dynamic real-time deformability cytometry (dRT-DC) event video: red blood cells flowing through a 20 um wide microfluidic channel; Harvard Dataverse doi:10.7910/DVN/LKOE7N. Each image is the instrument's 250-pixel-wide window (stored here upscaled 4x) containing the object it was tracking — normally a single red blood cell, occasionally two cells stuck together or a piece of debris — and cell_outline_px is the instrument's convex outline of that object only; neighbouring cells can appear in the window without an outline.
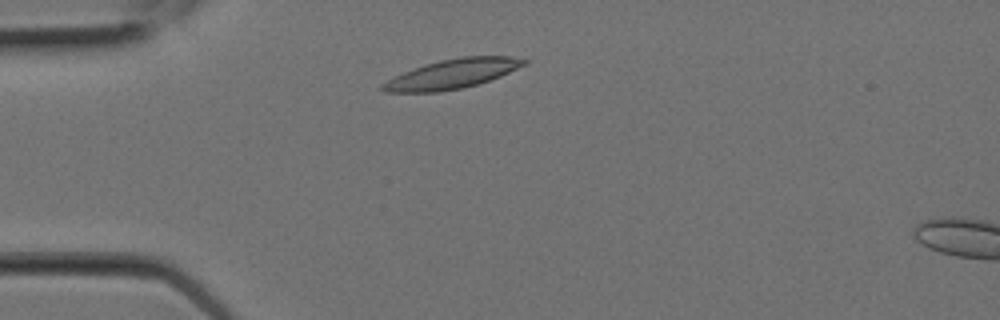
{"species": "Egyptian fruit bat (a non-hibernating species)", "species_latin": "Rousettus aegyptiacus", "temperature_condition": "room temperature", "stored_images_in_passage": 8, "camera_frame_rate_fps": 3000, "um_per_image_px": 0.085, "animal": {"sex": "female"}, "frame": {"image": 1, "passage_image": 3, "time_ms": 0.667, "image_size_px": [1000, 320], "cell_outline_px": [[528, 64], [500, 76], [476, 84], [460, 88], [440, 92], [384, 92], [380, 88], [380, 84], [404, 72], [424, 64], [440, 60], [464, 56], [512, 56], [528, 60]], "centroid_in_image_um": [38.46, 6.27], "position_along_channel_um": 46.5, "area_um2": 24.1}}
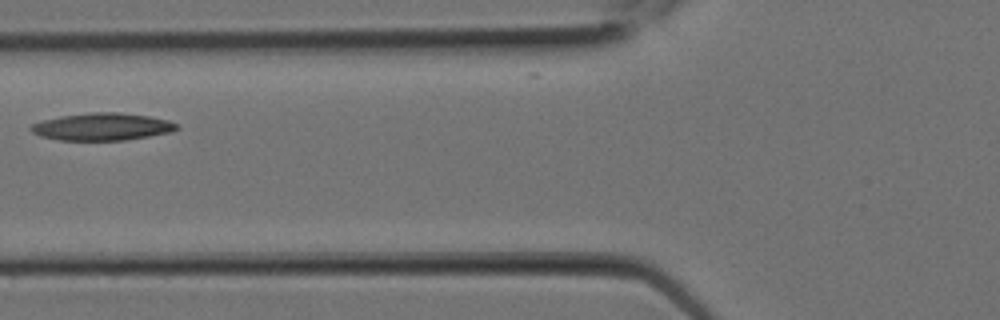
{"frame": {"image": 2, "passage_image": 6, "time_ms": 1.667, "image_size_px": [1000, 320], "cell_outline_px": [[180, 128], [172, 132], [124, 140], [60, 140], [40, 136], [32, 132], [28, 128], [32, 124], [44, 120], [60, 116], [92, 112], [120, 112], [148, 116], [168, 120], [180, 124]], "centroid_in_image_um": [8.71, 10.77], "position_along_channel_um": 117.1, "area_um2": 23.29}}
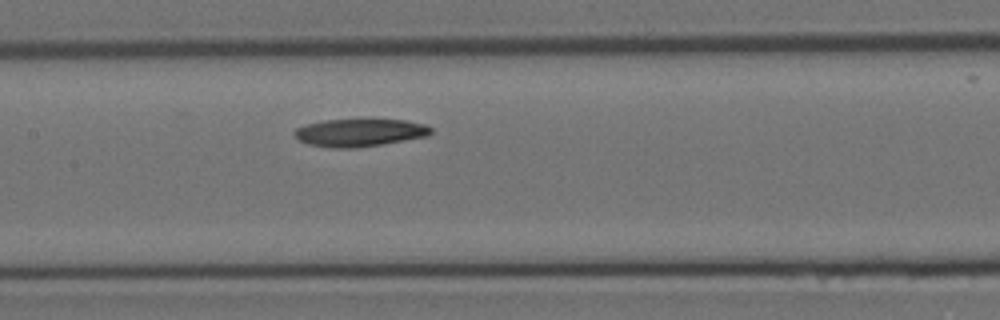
{"frame": {"image": 3, "passage_image": 8, "time_ms": 2.333, "image_size_px": [1000, 320], "cell_outline_px": [[432, 132], [428, 136], [356, 148], [332, 148], [308, 144], [296, 140], [292, 136], [292, 132], [296, 128], [308, 124], [324, 120], [404, 120], [424, 124], [432, 128]], "centroid_in_image_um": [30.51, 11.28], "position_along_channel_um": 176.9, "area_um2": 21.96}}